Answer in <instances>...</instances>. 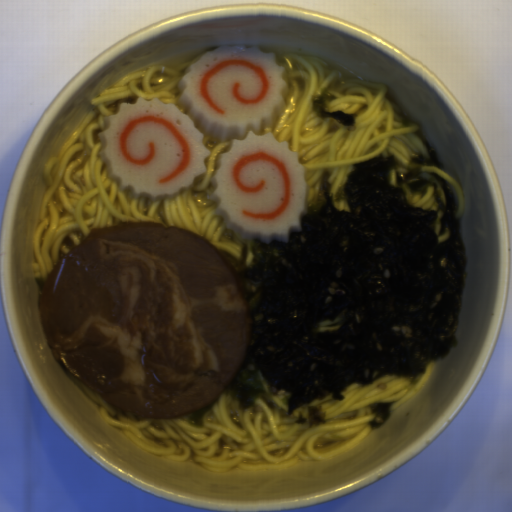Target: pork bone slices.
I'll return each instance as SVG.
<instances>
[{"label": "pork bone slices", "instance_id": "1", "mask_svg": "<svg viewBox=\"0 0 512 512\" xmlns=\"http://www.w3.org/2000/svg\"><path fill=\"white\" fill-rule=\"evenodd\" d=\"M37 309L52 357L141 420L214 403L254 332L247 288L227 256L162 223L93 228L53 266Z\"/></svg>", "mask_w": 512, "mask_h": 512}]
</instances>
